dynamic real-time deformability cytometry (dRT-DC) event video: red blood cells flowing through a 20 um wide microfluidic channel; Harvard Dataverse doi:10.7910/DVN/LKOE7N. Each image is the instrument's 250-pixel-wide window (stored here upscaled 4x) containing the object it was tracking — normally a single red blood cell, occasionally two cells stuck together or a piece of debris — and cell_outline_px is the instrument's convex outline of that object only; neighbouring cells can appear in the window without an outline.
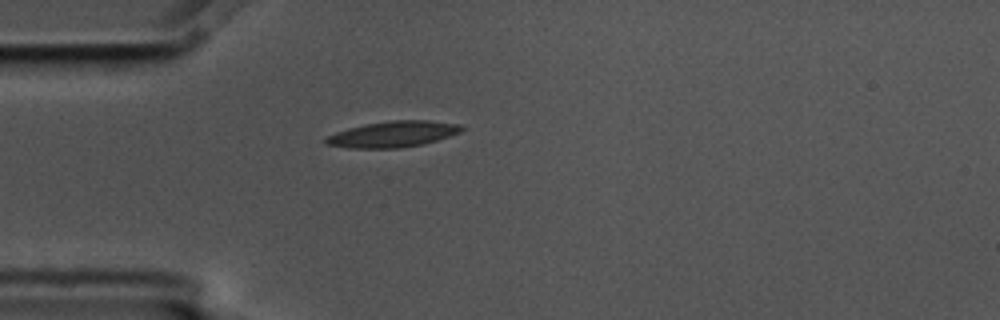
{"species": "common noctule bat (a hibernating species)", "species_latin": "Nyctalus noctula", "temperature_condition": "cold", "stored_images_in_passage": 1, "camera_frame_rate_fps": 3000, "um_per_image_px": 0.085, "animal": {"sex": "male", "body_mass_g": 17.5, "forearm_length_mm": 52.3}, "frame": {"image": 1, "passage_image": 1, "time_ms": 0.0, "image_size_px": [1000, 320], "cell_outline_px": [[464, 128], [460, 132], [436, 140], [420, 144], [400, 148], [348, 148], [324, 144], [324, 140], [328, 136], [336, 132], [348, 128], [368, 124], [392, 120], [428, 120], [460, 124]], "centroid_in_image_um": [33.38, 11.4], "position_along_channel_um": 51.6, "area_um2": 20.35}}